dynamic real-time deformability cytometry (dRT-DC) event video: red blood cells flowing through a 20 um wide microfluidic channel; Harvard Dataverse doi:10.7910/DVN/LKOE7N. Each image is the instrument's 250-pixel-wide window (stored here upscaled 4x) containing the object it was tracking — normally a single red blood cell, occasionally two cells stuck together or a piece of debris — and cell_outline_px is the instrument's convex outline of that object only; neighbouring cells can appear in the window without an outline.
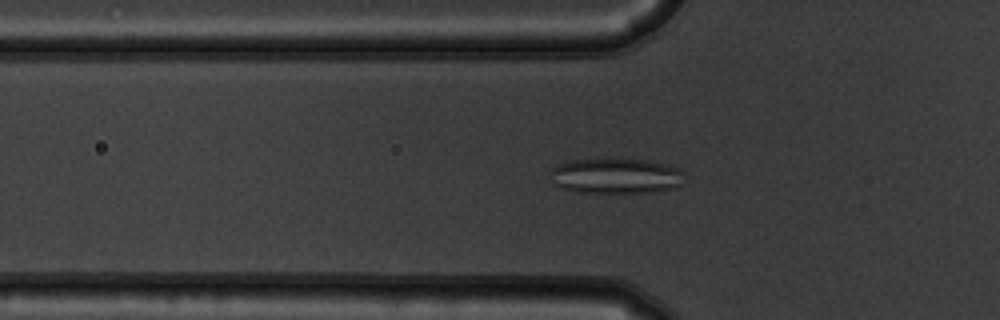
{"species": "common noctule bat (a hibernating species)", "species_latin": "Nyctalus noctula", "temperature_condition": "warm", "stored_images_in_passage": 54, "camera_frame_rate_fps": 3000, "um_per_image_px": 0.085, "animal": {"sex": "male", "body_mass_g": 19.5, "forearm_length_mm": 54.6}, "frame": {"image": 1, "passage_image": 18, "time_ms": 5.667, "image_size_px": [1000, 320], "cell_outline_px": [[684, 172], [680, 184], [676, 188], [652, 192], [576, 192], [552, 184], [548, 172], [552, 168], [560, 164], [572, 160], [648, 160], [668, 164], [680, 168]], "centroid_in_image_um": [52.35, 14.96], "position_along_channel_um": 73.5, "area_um2": 27.51}}
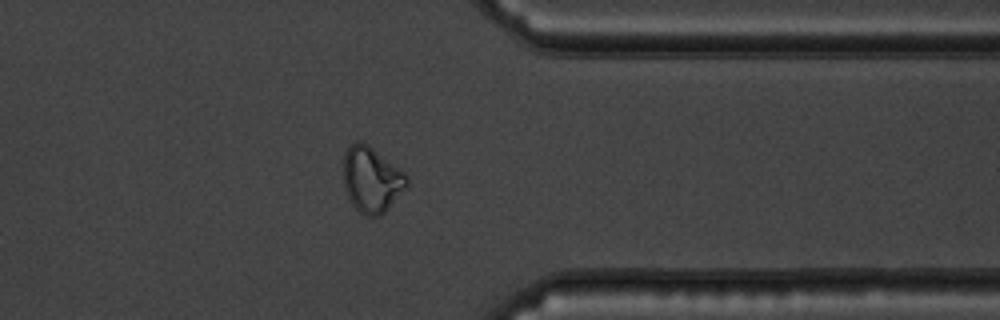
{"frame": {"image": 2, "passage_image": 43, "time_ms": 14.0, "image_size_px": [1000, 320], "cell_outline_px": [[408, 184], [388, 208], [380, 216], [368, 216], [360, 212], [352, 204], [344, 188], [344, 152], [356, 140], [360, 140], [368, 144], [404, 172], [408, 176]], "centroid_in_image_um": [31.57, 15.25], "position_along_channel_um": 379.8, "area_um2": 23.99}}
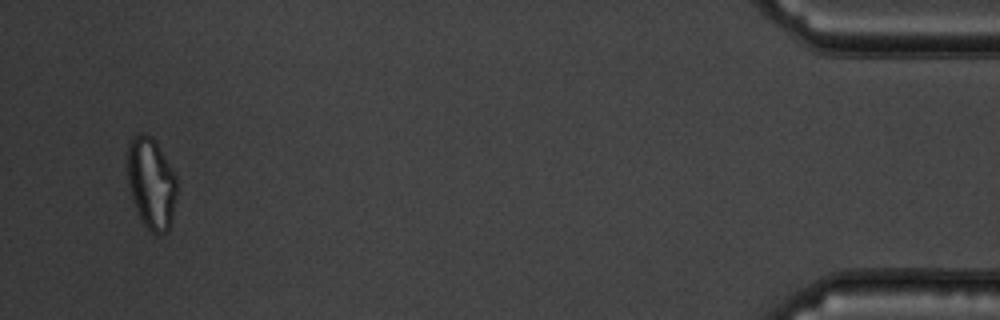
{"frame": {"image": 3, "passage_image": 52, "time_ms": 17.0, "image_size_px": [1000, 320], "cell_outline_px": [[176, 196], [172, 220], [168, 232], [152, 232], [144, 224], [136, 208], [132, 196], [128, 180], [128, 144], [132, 136], [144, 132], [152, 136], [176, 176]], "centroid_in_image_um": [12.86, 15.55], "position_along_channel_um": 422.3, "area_um2": 25.84}, "authors_computed_cell_mechanics": {"area_um2": 25.2008, "velocity_mm_per_s": 3.7384, "shape_relaxation_time_tau1_ms": null, "shape_relaxation_time_tau2_ms": 1.0157, "deformation_change_tau1": null, "deformation_change_tau2": 0.0677}}